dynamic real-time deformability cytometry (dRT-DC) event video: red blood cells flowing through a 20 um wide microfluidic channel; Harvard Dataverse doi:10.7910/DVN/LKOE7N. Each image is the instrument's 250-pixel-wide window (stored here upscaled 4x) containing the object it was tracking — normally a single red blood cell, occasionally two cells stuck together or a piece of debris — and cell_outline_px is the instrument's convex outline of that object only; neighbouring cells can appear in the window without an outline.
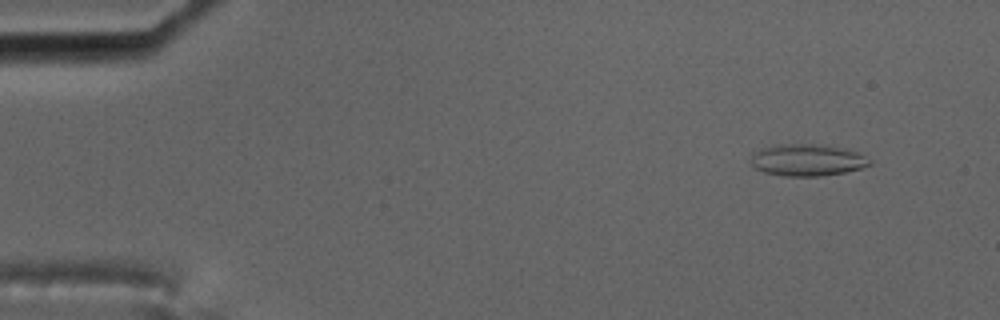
{"species": "common noctule bat (a hibernating species)", "species_latin": "Nyctalus noctula", "temperature_condition": "cold", "stored_images_in_passage": 57, "camera_frame_rate_fps": 3000, "um_per_image_px": 0.085, "animal": {"sex": "male", "body_mass_g": 17.5, "forearm_length_mm": 52.3}, "frame": {"image": 1, "passage_image": 5, "time_ms": 1.333, "image_size_px": [1000, 320], "cell_outline_px": [[872, 164], [860, 168], [844, 172], [820, 176], [784, 176], [764, 172], [756, 168], [752, 164], [752, 152], [760, 148], [776, 144], [824, 144], [844, 148], [856, 152], [872, 160]], "centroid_in_image_um": [68.61, 13.59], "position_along_channel_um": 16.4, "area_um2": 22.14}}
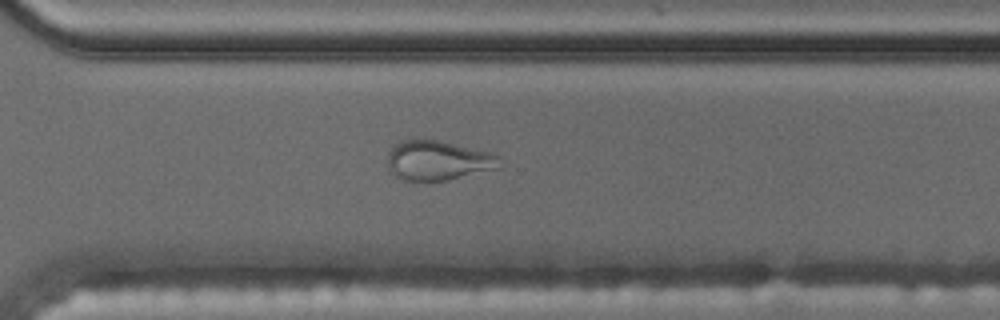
{"frame": {"image": 2, "passage_image": 41, "time_ms": 13.333, "image_size_px": [1000, 320], "cell_outline_px": [[500, 168], [448, 180], [400, 180], [388, 168], [388, 152], [400, 140], [440, 140], [488, 152], [500, 156]], "centroid_in_image_um": [37.24, 13.64], "position_along_channel_um": 333.4, "area_um2": 25.78}}
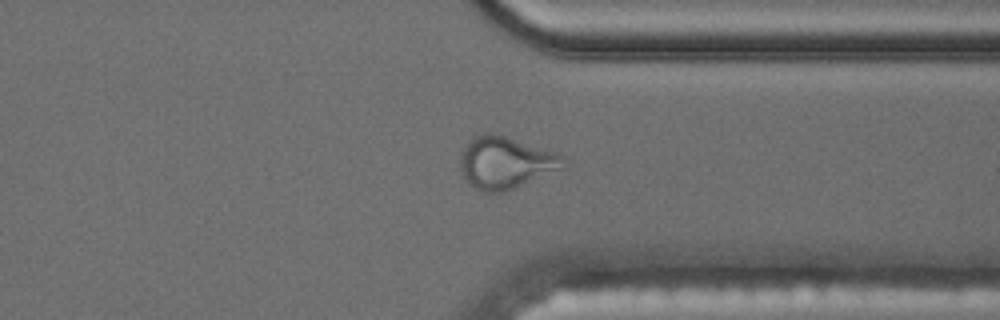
{"frame": {"image": 3, "passage_image": 44, "time_ms": 14.333, "image_size_px": [1000, 320], "cell_outline_px": [[568, 168], [504, 192], [484, 192], [476, 188], [464, 176], [460, 168], [460, 156], [468, 140], [472, 136], [484, 132], [492, 132], [556, 152], [564, 156], [568, 160]], "centroid_in_image_um": [43.05, 13.81], "position_along_channel_um": 368.4, "area_um2": 31.79}, "authors_computed_cell_mechanics": {"area_um2": 21.8484, "velocity_mm_per_s": 3.5188, "shape_relaxation_time_tau1_ms": null, "shape_relaxation_time_tau2_ms": 1.2865, "deformation_change_tau1": null, "deformation_change_tau2": 0.0809}}